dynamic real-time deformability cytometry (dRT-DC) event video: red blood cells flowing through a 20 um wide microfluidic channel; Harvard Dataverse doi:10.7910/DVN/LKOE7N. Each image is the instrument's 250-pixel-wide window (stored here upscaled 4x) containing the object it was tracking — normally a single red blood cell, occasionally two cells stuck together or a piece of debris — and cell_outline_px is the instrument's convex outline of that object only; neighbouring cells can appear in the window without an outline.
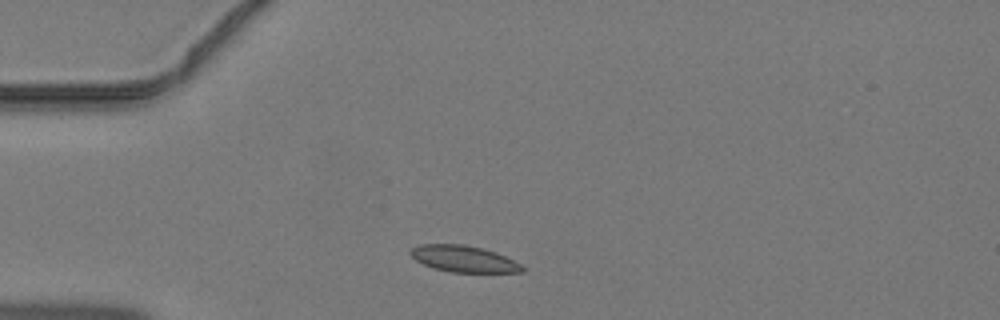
{"species": "common noctule bat (a hibernating species)", "species_latin": "Nyctalus noctula", "temperature_condition": "warm", "stored_images_in_passage": 35, "camera_frame_rate_fps": 3000, "um_per_image_px": 0.085, "animal": {"sex": "male", "body_mass_g": 19.2, "forearm_length_mm": 51.8}, "frame": {"image": 1, "passage_image": 2, "time_ms": 0.333, "image_size_px": [1000, 320], "cell_outline_px": [[524, 272], [452, 272], [436, 268], [424, 264], [416, 260], [408, 252], [412, 248], [420, 244], [464, 244], [496, 252], [520, 264], [524, 268]], "centroid_in_image_um": [39.4, 21.99], "position_along_channel_um": 45.6, "area_um2": 16.94}}
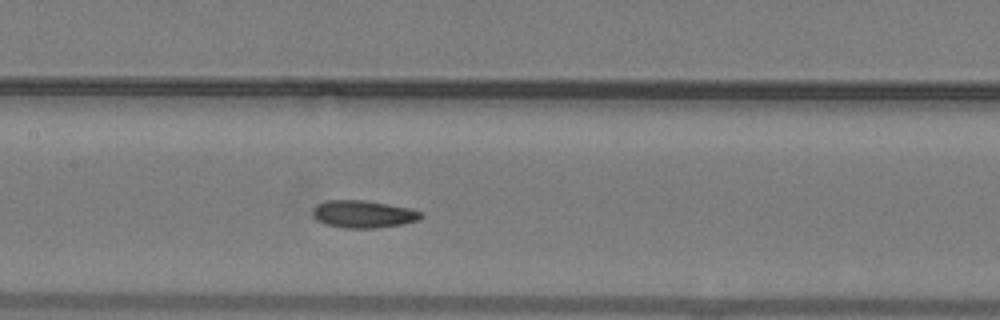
{"frame": {"image": 2, "passage_image": 12, "time_ms": 3.667, "image_size_px": [1000, 320], "cell_outline_px": [[424, 216], [420, 220], [400, 224], [376, 228], [344, 228], [324, 224], [316, 220], [312, 216], [312, 208], [316, 204], [328, 200], [364, 200], [388, 204], [408, 208], [420, 212]], "centroid_in_image_um": [30.82, 18.2], "position_along_channel_um": 176.6, "area_um2": 17.4}}
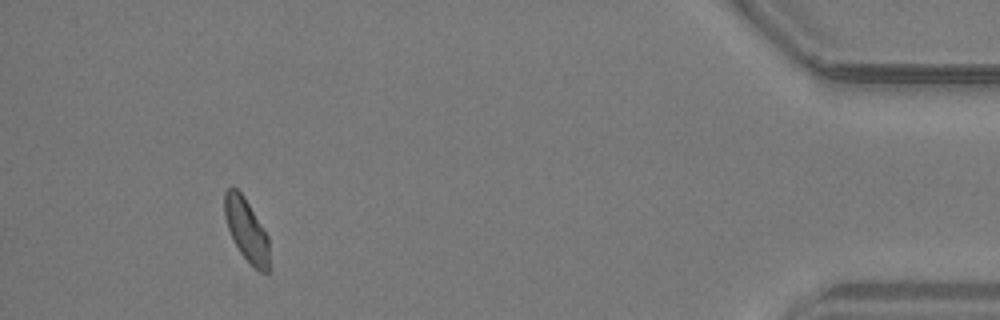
{"frame": {"image": 3, "passage_image": 32, "time_ms": 10.333, "image_size_px": [1000, 320], "cell_outline_px": [[268, 272], [260, 272], [240, 252], [232, 240], [224, 216], [224, 192], [232, 184], [244, 196], [264, 228], [268, 236]], "centroid_in_image_um": [20.91, 19.48], "position_along_channel_um": 414.3, "area_um2": 16.3}}